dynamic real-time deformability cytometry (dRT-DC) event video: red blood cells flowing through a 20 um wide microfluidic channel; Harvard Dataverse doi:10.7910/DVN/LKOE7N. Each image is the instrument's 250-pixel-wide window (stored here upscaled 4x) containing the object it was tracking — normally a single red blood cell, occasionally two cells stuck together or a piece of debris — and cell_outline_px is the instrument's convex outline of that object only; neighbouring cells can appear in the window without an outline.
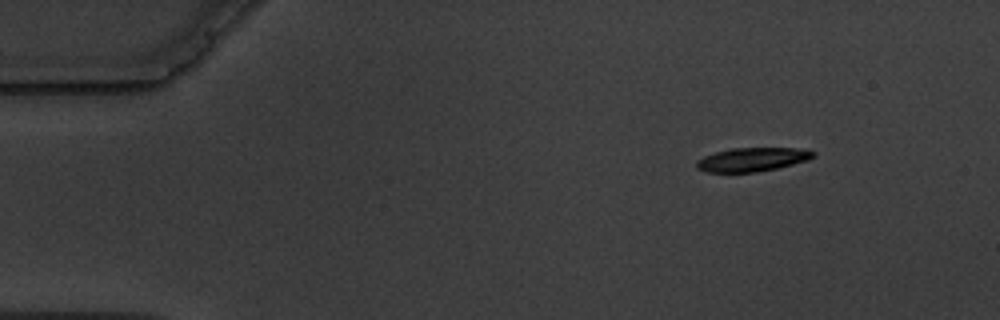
{"species": "common noctule bat (a hibernating species)", "species_latin": "Nyctalus noctula", "temperature_condition": "warm", "stored_images_in_passage": 4, "camera_frame_rate_fps": 3000, "um_per_image_px": 0.085, "animal": {"sex": "male", "body_mass_g": 19.5, "forearm_length_mm": 54.6}, "frame": {"image": 1, "passage_image": 1, "time_ms": 0.0, "image_size_px": [1000, 320], "cell_outline_px": [[816, 156], [808, 160], [776, 168], [756, 172], [708, 172], [696, 168], [696, 160], [704, 156], [716, 152], [732, 148], [808, 148], [816, 152]], "centroid_in_image_um": [63.98, 13.54], "position_along_channel_um": 21.0, "area_um2": 16.24}}
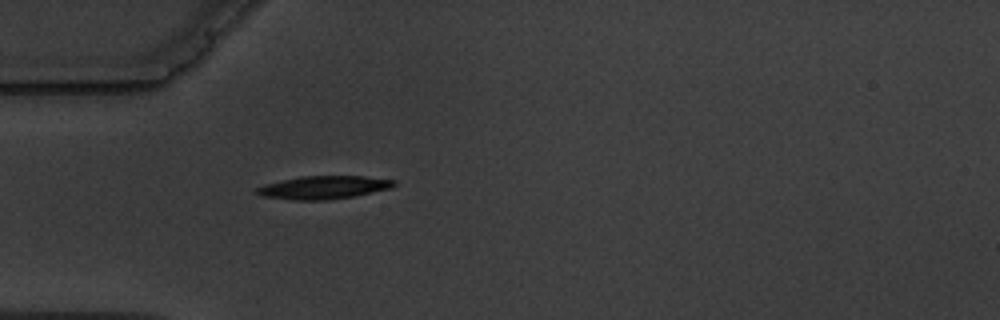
{"frame": {"image": 2, "passage_image": 4, "time_ms": 3.333, "image_size_px": [1000, 320], "cell_outline_px": [[396, 184], [392, 188], [352, 196], [324, 200], [292, 200], [264, 196], [252, 192], [256, 188], [264, 184], [300, 176], [364, 176], [396, 180]], "centroid_in_image_um": [27.48, 15.92], "position_along_channel_um": 57.5, "area_um2": 18.44}}